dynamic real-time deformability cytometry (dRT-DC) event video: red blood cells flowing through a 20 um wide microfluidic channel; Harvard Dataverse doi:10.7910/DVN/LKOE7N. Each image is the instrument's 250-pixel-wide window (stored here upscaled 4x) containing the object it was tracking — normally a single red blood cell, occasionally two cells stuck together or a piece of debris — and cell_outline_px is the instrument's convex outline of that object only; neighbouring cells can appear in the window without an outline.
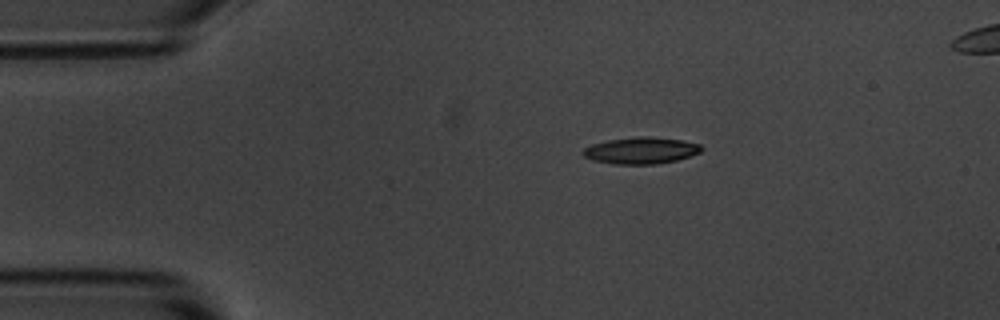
{"species": "common noctule bat (a hibernating species)", "species_latin": "Nyctalus noctula", "temperature_condition": "room temperature", "stored_images_in_passage": 47, "segment_of_instrument_passage": [1, 2], "camera_frame_rate_fps": 3000, "um_per_image_px": 0.085, "animal": {"sex": "male", "body_mass_g": 20.1, "forearm_length_mm": 53.5}, "frame": {"image": 1, "passage_image": 1, "time_ms": 0.0, "image_size_px": [1000, 320], "cell_outline_px": [[704, 148], [700, 152], [676, 160], [656, 164], [612, 164], [592, 160], [584, 156], [580, 152], [584, 148], [592, 144], [608, 140], [636, 136], [644, 136], [680, 140], [700, 144]], "centroid_in_image_um": [54.44, 12.79], "position_along_channel_um": 30.6, "area_um2": 18.32}}
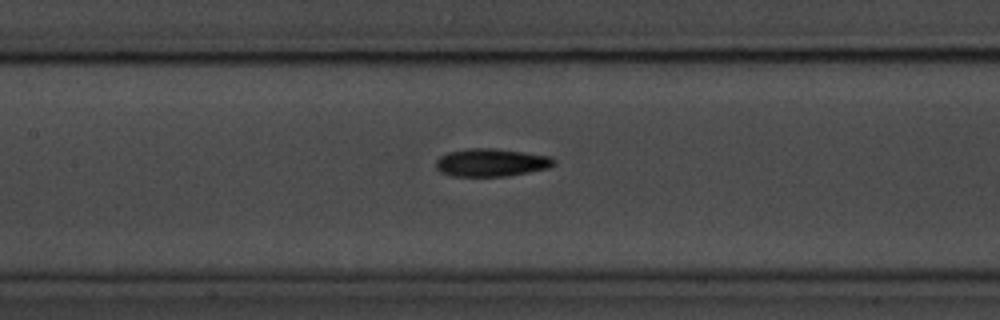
{"frame": {"image": 2, "passage_image": 16, "time_ms": 5.0, "image_size_px": [1000, 320], "cell_outline_px": [[556, 164], [548, 168], [508, 176], [452, 176], [440, 172], [436, 168], [436, 160], [440, 156], [448, 152], [472, 148], [496, 148], [552, 156], [556, 160]], "centroid_in_image_um": [41.78, 13.81], "position_along_channel_um": 165.6, "area_um2": 19.31}}
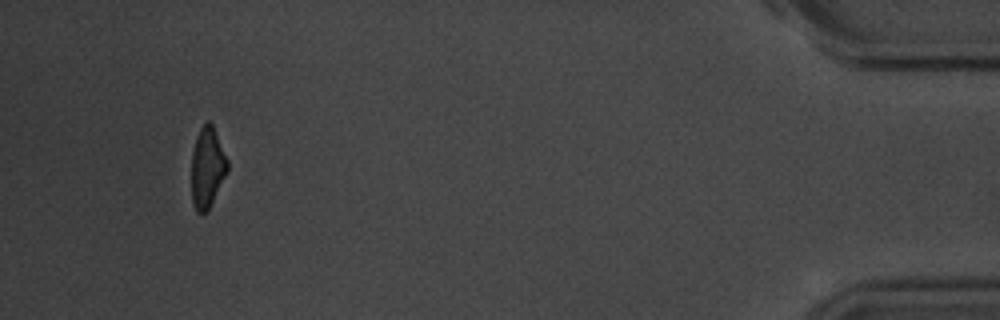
{"frame": {"image": 3, "passage_image": 43, "time_ms": 14.0, "image_size_px": [1000, 320], "cell_outline_px": [[228, 172], [208, 212], [196, 212], [192, 200], [192, 152], [196, 136], [200, 128], [208, 120], [212, 124], [228, 160]], "centroid_in_image_um": [17.63, 14.26], "position_along_channel_um": 417.6, "area_um2": 16.99}}